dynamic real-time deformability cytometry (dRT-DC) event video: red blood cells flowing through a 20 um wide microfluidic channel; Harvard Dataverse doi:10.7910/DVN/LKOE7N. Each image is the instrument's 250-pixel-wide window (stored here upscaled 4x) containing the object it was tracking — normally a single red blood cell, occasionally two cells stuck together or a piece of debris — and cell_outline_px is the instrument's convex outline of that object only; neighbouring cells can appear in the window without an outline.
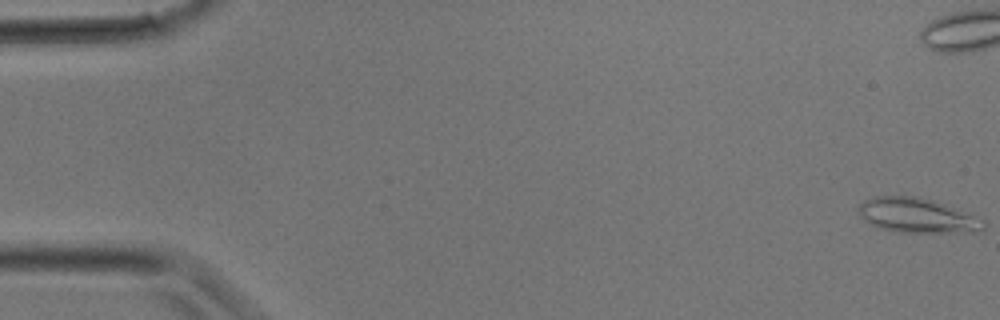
{"species": "common noctule bat (a hibernating species)", "species_latin": "Nyctalus noctula", "temperature_condition": "room temperature", "stored_images_in_passage": 18, "camera_frame_rate_fps": 3000, "um_per_image_px": 0.085, "animal": {"sex": "male", "body_mass_g": 17.9}, "frame": {"image": 1, "passage_image": 1, "time_ms": 0.0, "image_size_px": [1000, 320], "cell_outline_px": [[984, 228], [980, 232], [896, 232], [872, 224], [864, 220], [860, 216], [856, 208], [864, 200], [876, 196], [912, 196], [932, 200], [944, 204], [984, 220]], "centroid_in_image_um": [77.93, 18.32], "position_along_channel_um": 7.1, "area_um2": 24.91}}